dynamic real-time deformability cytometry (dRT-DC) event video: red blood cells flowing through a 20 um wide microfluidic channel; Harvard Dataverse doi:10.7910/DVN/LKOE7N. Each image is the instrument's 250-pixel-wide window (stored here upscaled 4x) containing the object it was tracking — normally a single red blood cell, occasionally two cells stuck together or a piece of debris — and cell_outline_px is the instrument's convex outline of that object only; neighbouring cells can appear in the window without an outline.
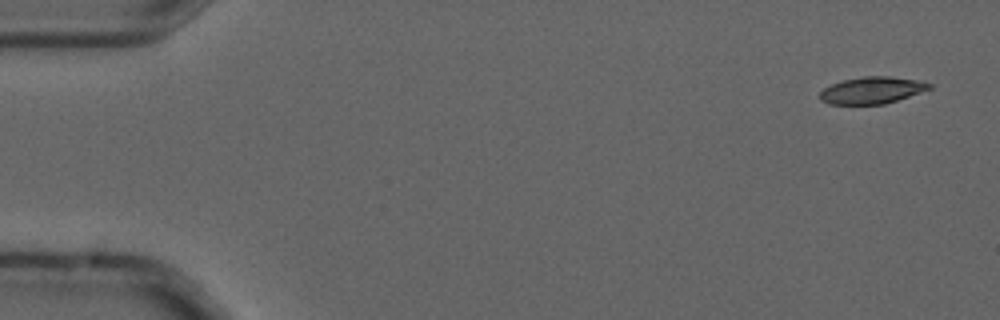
{"species": "common noctule bat (a hibernating species)", "species_latin": "Nyctalus noctula", "temperature_condition": "cold", "stored_images_in_passage": 5, "camera_frame_rate_fps": 3000, "um_per_image_px": 0.085, "animal": {"sex": "male", "forearm_length_mm": 52.5}, "frame": {"image": 1, "passage_image": 1, "time_ms": 0.0, "image_size_px": [1000, 320], "cell_outline_px": [[932, 88], [884, 104], [828, 104], [820, 100], [820, 92], [824, 88], [832, 84], [844, 80], [864, 76], [892, 76], [916, 80], [932, 84]], "centroid_in_image_um": [74.1, 7.67], "position_along_channel_um": 10.9, "area_um2": 16.94}}